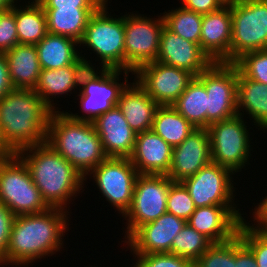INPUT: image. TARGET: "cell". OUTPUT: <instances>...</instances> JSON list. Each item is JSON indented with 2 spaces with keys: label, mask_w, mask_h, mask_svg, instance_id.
Instances as JSON below:
<instances>
[{
  "label": "cell",
  "mask_w": 267,
  "mask_h": 267,
  "mask_svg": "<svg viewBox=\"0 0 267 267\" xmlns=\"http://www.w3.org/2000/svg\"><path fill=\"white\" fill-rule=\"evenodd\" d=\"M133 75L158 105H172L195 77L185 69L157 61L141 66Z\"/></svg>",
  "instance_id": "9a60e30c"
},
{
  "label": "cell",
  "mask_w": 267,
  "mask_h": 267,
  "mask_svg": "<svg viewBox=\"0 0 267 267\" xmlns=\"http://www.w3.org/2000/svg\"><path fill=\"white\" fill-rule=\"evenodd\" d=\"M223 6H231L239 2L240 0H218Z\"/></svg>",
  "instance_id": "c3c4849f"
},
{
  "label": "cell",
  "mask_w": 267,
  "mask_h": 267,
  "mask_svg": "<svg viewBox=\"0 0 267 267\" xmlns=\"http://www.w3.org/2000/svg\"><path fill=\"white\" fill-rule=\"evenodd\" d=\"M236 206L238 205L197 207L186 223L213 243L229 241L237 235L241 221L245 220Z\"/></svg>",
  "instance_id": "e0dca14e"
},
{
  "label": "cell",
  "mask_w": 267,
  "mask_h": 267,
  "mask_svg": "<svg viewBox=\"0 0 267 267\" xmlns=\"http://www.w3.org/2000/svg\"><path fill=\"white\" fill-rule=\"evenodd\" d=\"M167 212L187 221L195 211L194 202L188 190L181 182L170 185L167 196Z\"/></svg>",
  "instance_id": "8d00e7d4"
},
{
  "label": "cell",
  "mask_w": 267,
  "mask_h": 267,
  "mask_svg": "<svg viewBox=\"0 0 267 267\" xmlns=\"http://www.w3.org/2000/svg\"><path fill=\"white\" fill-rule=\"evenodd\" d=\"M195 129L172 105H159L156 109L152 131L172 148L179 146Z\"/></svg>",
  "instance_id": "f546056e"
},
{
  "label": "cell",
  "mask_w": 267,
  "mask_h": 267,
  "mask_svg": "<svg viewBox=\"0 0 267 267\" xmlns=\"http://www.w3.org/2000/svg\"><path fill=\"white\" fill-rule=\"evenodd\" d=\"M173 181L167 175L139 174L133 190L132 203L122 216L127 221L125 241L142 225L167 212V196Z\"/></svg>",
  "instance_id": "30bf717a"
},
{
  "label": "cell",
  "mask_w": 267,
  "mask_h": 267,
  "mask_svg": "<svg viewBox=\"0 0 267 267\" xmlns=\"http://www.w3.org/2000/svg\"><path fill=\"white\" fill-rule=\"evenodd\" d=\"M165 26L182 38L200 45L202 14L183 7L162 13Z\"/></svg>",
  "instance_id": "1f68e13d"
},
{
  "label": "cell",
  "mask_w": 267,
  "mask_h": 267,
  "mask_svg": "<svg viewBox=\"0 0 267 267\" xmlns=\"http://www.w3.org/2000/svg\"><path fill=\"white\" fill-rule=\"evenodd\" d=\"M125 74V82L120 81L119 76ZM131 71L118 69L86 68L80 75L79 94L82 116L78 113L66 112L73 120L93 122L98 116L117 106L120 95L126 86ZM81 86V87H80ZM70 112V113H69ZM78 114V115H77Z\"/></svg>",
  "instance_id": "5b68a950"
},
{
  "label": "cell",
  "mask_w": 267,
  "mask_h": 267,
  "mask_svg": "<svg viewBox=\"0 0 267 267\" xmlns=\"http://www.w3.org/2000/svg\"><path fill=\"white\" fill-rule=\"evenodd\" d=\"M16 154L27 165L47 205L67 211L71 199L83 190L84 177L47 143L20 149Z\"/></svg>",
  "instance_id": "7a4b0ae2"
},
{
  "label": "cell",
  "mask_w": 267,
  "mask_h": 267,
  "mask_svg": "<svg viewBox=\"0 0 267 267\" xmlns=\"http://www.w3.org/2000/svg\"><path fill=\"white\" fill-rule=\"evenodd\" d=\"M230 9V63L247 52L267 49V0H240Z\"/></svg>",
  "instance_id": "ba28073f"
},
{
  "label": "cell",
  "mask_w": 267,
  "mask_h": 267,
  "mask_svg": "<svg viewBox=\"0 0 267 267\" xmlns=\"http://www.w3.org/2000/svg\"><path fill=\"white\" fill-rule=\"evenodd\" d=\"M260 203L255 206L254 211L252 212L254 222L251 223L257 230L267 232V196L263 197V199L259 200ZM256 223V224H255ZM258 223V224H257Z\"/></svg>",
  "instance_id": "ee69618b"
},
{
  "label": "cell",
  "mask_w": 267,
  "mask_h": 267,
  "mask_svg": "<svg viewBox=\"0 0 267 267\" xmlns=\"http://www.w3.org/2000/svg\"><path fill=\"white\" fill-rule=\"evenodd\" d=\"M134 81L122 91L117 107L135 134H139L152 130L154 115L159 105L136 80Z\"/></svg>",
  "instance_id": "cb8c5ba5"
},
{
  "label": "cell",
  "mask_w": 267,
  "mask_h": 267,
  "mask_svg": "<svg viewBox=\"0 0 267 267\" xmlns=\"http://www.w3.org/2000/svg\"><path fill=\"white\" fill-rule=\"evenodd\" d=\"M138 175L129 158L107 157L84 177V181L87 176L93 177L100 193L123 216L132 203Z\"/></svg>",
  "instance_id": "4fadbf2b"
},
{
  "label": "cell",
  "mask_w": 267,
  "mask_h": 267,
  "mask_svg": "<svg viewBox=\"0 0 267 267\" xmlns=\"http://www.w3.org/2000/svg\"><path fill=\"white\" fill-rule=\"evenodd\" d=\"M242 115H235L223 121L211 123L207 128L212 162L227 167L233 173L246 168L251 157L249 130ZM246 165V166H245Z\"/></svg>",
  "instance_id": "9c48e42d"
},
{
  "label": "cell",
  "mask_w": 267,
  "mask_h": 267,
  "mask_svg": "<svg viewBox=\"0 0 267 267\" xmlns=\"http://www.w3.org/2000/svg\"><path fill=\"white\" fill-rule=\"evenodd\" d=\"M19 44L14 7L0 12V53H5Z\"/></svg>",
  "instance_id": "f35d334b"
},
{
  "label": "cell",
  "mask_w": 267,
  "mask_h": 267,
  "mask_svg": "<svg viewBox=\"0 0 267 267\" xmlns=\"http://www.w3.org/2000/svg\"><path fill=\"white\" fill-rule=\"evenodd\" d=\"M231 36L230 6L202 15L200 47L213 62L230 63Z\"/></svg>",
  "instance_id": "44dd1931"
},
{
  "label": "cell",
  "mask_w": 267,
  "mask_h": 267,
  "mask_svg": "<svg viewBox=\"0 0 267 267\" xmlns=\"http://www.w3.org/2000/svg\"><path fill=\"white\" fill-rule=\"evenodd\" d=\"M232 175L235 174L230 169L211 161L195 175L185 178L181 183L188 190L196 208L236 205Z\"/></svg>",
  "instance_id": "5bb4252c"
},
{
  "label": "cell",
  "mask_w": 267,
  "mask_h": 267,
  "mask_svg": "<svg viewBox=\"0 0 267 267\" xmlns=\"http://www.w3.org/2000/svg\"><path fill=\"white\" fill-rule=\"evenodd\" d=\"M51 113L33 89L14 88L0 99L3 139L15 153L46 143Z\"/></svg>",
  "instance_id": "3957f363"
},
{
  "label": "cell",
  "mask_w": 267,
  "mask_h": 267,
  "mask_svg": "<svg viewBox=\"0 0 267 267\" xmlns=\"http://www.w3.org/2000/svg\"><path fill=\"white\" fill-rule=\"evenodd\" d=\"M68 215L63 209L49 208L40 213L15 216L0 265L29 267L28 264L33 266L38 259L59 252L63 248L64 233L69 231Z\"/></svg>",
  "instance_id": "6da1fadb"
},
{
  "label": "cell",
  "mask_w": 267,
  "mask_h": 267,
  "mask_svg": "<svg viewBox=\"0 0 267 267\" xmlns=\"http://www.w3.org/2000/svg\"><path fill=\"white\" fill-rule=\"evenodd\" d=\"M133 257L137 260L131 267H193L190 260L172 253L134 254Z\"/></svg>",
  "instance_id": "74e56055"
},
{
  "label": "cell",
  "mask_w": 267,
  "mask_h": 267,
  "mask_svg": "<svg viewBox=\"0 0 267 267\" xmlns=\"http://www.w3.org/2000/svg\"><path fill=\"white\" fill-rule=\"evenodd\" d=\"M172 106L195 128H207L208 95L196 77Z\"/></svg>",
  "instance_id": "4dcf8cb0"
},
{
  "label": "cell",
  "mask_w": 267,
  "mask_h": 267,
  "mask_svg": "<svg viewBox=\"0 0 267 267\" xmlns=\"http://www.w3.org/2000/svg\"><path fill=\"white\" fill-rule=\"evenodd\" d=\"M78 45L79 43L72 38L48 33L35 45L41 69H58L74 65L80 58L85 61L87 68H95L85 55L76 50Z\"/></svg>",
  "instance_id": "d4e9b609"
},
{
  "label": "cell",
  "mask_w": 267,
  "mask_h": 267,
  "mask_svg": "<svg viewBox=\"0 0 267 267\" xmlns=\"http://www.w3.org/2000/svg\"><path fill=\"white\" fill-rule=\"evenodd\" d=\"M186 221L171 213H164L155 221L140 226L126 241L133 254L171 253L174 237Z\"/></svg>",
  "instance_id": "2e32d148"
},
{
  "label": "cell",
  "mask_w": 267,
  "mask_h": 267,
  "mask_svg": "<svg viewBox=\"0 0 267 267\" xmlns=\"http://www.w3.org/2000/svg\"><path fill=\"white\" fill-rule=\"evenodd\" d=\"M4 55L14 88L34 89L41 72L36 46L17 44Z\"/></svg>",
  "instance_id": "484cf974"
},
{
  "label": "cell",
  "mask_w": 267,
  "mask_h": 267,
  "mask_svg": "<svg viewBox=\"0 0 267 267\" xmlns=\"http://www.w3.org/2000/svg\"><path fill=\"white\" fill-rule=\"evenodd\" d=\"M237 234L252 251L258 267H267V232L257 230L250 221H241Z\"/></svg>",
  "instance_id": "d590c367"
},
{
  "label": "cell",
  "mask_w": 267,
  "mask_h": 267,
  "mask_svg": "<svg viewBox=\"0 0 267 267\" xmlns=\"http://www.w3.org/2000/svg\"><path fill=\"white\" fill-rule=\"evenodd\" d=\"M31 1L25 6H14L19 44L36 45L48 34L42 5L37 0Z\"/></svg>",
  "instance_id": "f1b7e54d"
},
{
  "label": "cell",
  "mask_w": 267,
  "mask_h": 267,
  "mask_svg": "<svg viewBox=\"0 0 267 267\" xmlns=\"http://www.w3.org/2000/svg\"><path fill=\"white\" fill-rule=\"evenodd\" d=\"M193 267H235V236L223 243H213Z\"/></svg>",
  "instance_id": "836d02e7"
},
{
  "label": "cell",
  "mask_w": 267,
  "mask_h": 267,
  "mask_svg": "<svg viewBox=\"0 0 267 267\" xmlns=\"http://www.w3.org/2000/svg\"><path fill=\"white\" fill-rule=\"evenodd\" d=\"M212 244L213 242L208 237L186 223L174 237L171 253L194 263Z\"/></svg>",
  "instance_id": "d6a6232c"
},
{
  "label": "cell",
  "mask_w": 267,
  "mask_h": 267,
  "mask_svg": "<svg viewBox=\"0 0 267 267\" xmlns=\"http://www.w3.org/2000/svg\"><path fill=\"white\" fill-rule=\"evenodd\" d=\"M156 61L185 69L195 77L213 63L199 44L182 38L166 26L163 27L161 33Z\"/></svg>",
  "instance_id": "d6986e66"
},
{
  "label": "cell",
  "mask_w": 267,
  "mask_h": 267,
  "mask_svg": "<svg viewBox=\"0 0 267 267\" xmlns=\"http://www.w3.org/2000/svg\"><path fill=\"white\" fill-rule=\"evenodd\" d=\"M234 64L245 78L267 86V49L247 52Z\"/></svg>",
  "instance_id": "e575fe53"
},
{
  "label": "cell",
  "mask_w": 267,
  "mask_h": 267,
  "mask_svg": "<svg viewBox=\"0 0 267 267\" xmlns=\"http://www.w3.org/2000/svg\"><path fill=\"white\" fill-rule=\"evenodd\" d=\"M208 95L207 128L237 115L238 68L234 63L213 62L196 77Z\"/></svg>",
  "instance_id": "7c38bea8"
},
{
  "label": "cell",
  "mask_w": 267,
  "mask_h": 267,
  "mask_svg": "<svg viewBox=\"0 0 267 267\" xmlns=\"http://www.w3.org/2000/svg\"><path fill=\"white\" fill-rule=\"evenodd\" d=\"M48 33L72 38L78 43L83 38L89 18L98 8H43Z\"/></svg>",
  "instance_id": "83f0119b"
},
{
  "label": "cell",
  "mask_w": 267,
  "mask_h": 267,
  "mask_svg": "<svg viewBox=\"0 0 267 267\" xmlns=\"http://www.w3.org/2000/svg\"><path fill=\"white\" fill-rule=\"evenodd\" d=\"M241 111L249 114L258 129H267V86L245 78L238 70L237 113L244 118Z\"/></svg>",
  "instance_id": "4316f807"
},
{
  "label": "cell",
  "mask_w": 267,
  "mask_h": 267,
  "mask_svg": "<svg viewBox=\"0 0 267 267\" xmlns=\"http://www.w3.org/2000/svg\"><path fill=\"white\" fill-rule=\"evenodd\" d=\"M0 201L15 216L50 208L34 184L27 165L17 154L0 160Z\"/></svg>",
  "instance_id": "52a82bcc"
},
{
  "label": "cell",
  "mask_w": 267,
  "mask_h": 267,
  "mask_svg": "<svg viewBox=\"0 0 267 267\" xmlns=\"http://www.w3.org/2000/svg\"><path fill=\"white\" fill-rule=\"evenodd\" d=\"M235 267H258L252 251L238 234L235 236Z\"/></svg>",
  "instance_id": "b9f144b4"
},
{
  "label": "cell",
  "mask_w": 267,
  "mask_h": 267,
  "mask_svg": "<svg viewBox=\"0 0 267 267\" xmlns=\"http://www.w3.org/2000/svg\"><path fill=\"white\" fill-rule=\"evenodd\" d=\"M15 215L0 201V259L6 253Z\"/></svg>",
  "instance_id": "ab89813d"
},
{
  "label": "cell",
  "mask_w": 267,
  "mask_h": 267,
  "mask_svg": "<svg viewBox=\"0 0 267 267\" xmlns=\"http://www.w3.org/2000/svg\"><path fill=\"white\" fill-rule=\"evenodd\" d=\"M86 68L85 61L80 58L74 65L58 69H41L33 90L52 111H60L58 107H55L56 103L53 99L56 98V95L58 98L64 94L68 95L73 90L76 92L75 89H79L80 75Z\"/></svg>",
  "instance_id": "603a6c76"
},
{
  "label": "cell",
  "mask_w": 267,
  "mask_h": 267,
  "mask_svg": "<svg viewBox=\"0 0 267 267\" xmlns=\"http://www.w3.org/2000/svg\"><path fill=\"white\" fill-rule=\"evenodd\" d=\"M46 143L83 177L107 158L93 123L73 120L66 111H52Z\"/></svg>",
  "instance_id": "277c9868"
},
{
  "label": "cell",
  "mask_w": 267,
  "mask_h": 267,
  "mask_svg": "<svg viewBox=\"0 0 267 267\" xmlns=\"http://www.w3.org/2000/svg\"><path fill=\"white\" fill-rule=\"evenodd\" d=\"M173 148L152 130L136 134L130 161L138 174L167 175Z\"/></svg>",
  "instance_id": "7402d4cb"
},
{
  "label": "cell",
  "mask_w": 267,
  "mask_h": 267,
  "mask_svg": "<svg viewBox=\"0 0 267 267\" xmlns=\"http://www.w3.org/2000/svg\"><path fill=\"white\" fill-rule=\"evenodd\" d=\"M152 19L144 14H124L125 71L136 72L141 66L155 62L160 37L165 26L164 17Z\"/></svg>",
  "instance_id": "8fae6325"
},
{
  "label": "cell",
  "mask_w": 267,
  "mask_h": 267,
  "mask_svg": "<svg viewBox=\"0 0 267 267\" xmlns=\"http://www.w3.org/2000/svg\"><path fill=\"white\" fill-rule=\"evenodd\" d=\"M212 161L207 128H196L179 146L173 148L172 163L167 176L181 182L195 175Z\"/></svg>",
  "instance_id": "ac0fdd59"
},
{
  "label": "cell",
  "mask_w": 267,
  "mask_h": 267,
  "mask_svg": "<svg viewBox=\"0 0 267 267\" xmlns=\"http://www.w3.org/2000/svg\"><path fill=\"white\" fill-rule=\"evenodd\" d=\"M43 8H99L107 0H37Z\"/></svg>",
  "instance_id": "60d3db41"
},
{
  "label": "cell",
  "mask_w": 267,
  "mask_h": 267,
  "mask_svg": "<svg viewBox=\"0 0 267 267\" xmlns=\"http://www.w3.org/2000/svg\"><path fill=\"white\" fill-rule=\"evenodd\" d=\"M181 7L199 14H208L220 9L223 5L218 0H181Z\"/></svg>",
  "instance_id": "7bdbcfd3"
},
{
  "label": "cell",
  "mask_w": 267,
  "mask_h": 267,
  "mask_svg": "<svg viewBox=\"0 0 267 267\" xmlns=\"http://www.w3.org/2000/svg\"><path fill=\"white\" fill-rule=\"evenodd\" d=\"M108 0L105 1L89 18L81 45L96 54L101 61L102 69H118L125 71L124 56V15L111 16L107 11Z\"/></svg>",
  "instance_id": "8992f818"
},
{
  "label": "cell",
  "mask_w": 267,
  "mask_h": 267,
  "mask_svg": "<svg viewBox=\"0 0 267 267\" xmlns=\"http://www.w3.org/2000/svg\"><path fill=\"white\" fill-rule=\"evenodd\" d=\"M16 153L7 145L5 140L3 139L1 129H0V160L10 158L14 156Z\"/></svg>",
  "instance_id": "bcb514c9"
},
{
  "label": "cell",
  "mask_w": 267,
  "mask_h": 267,
  "mask_svg": "<svg viewBox=\"0 0 267 267\" xmlns=\"http://www.w3.org/2000/svg\"><path fill=\"white\" fill-rule=\"evenodd\" d=\"M18 0H0V12L12 9ZM21 1V0H19Z\"/></svg>",
  "instance_id": "7dc6e473"
},
{
  "label": "cell",
  "mask_w": 267,
  "mask_h": 267,
  "mask_svg": "<svg viewBox=\"0 0 267 267\" xmlns=\"http://www.w3.org/2000/svg\"><path fill=\"white\" fill-rule=\"evenodd\" d=\"M14 89L11 83L4 53H0V99Z\"/></svg>",
  "instance_id": "f6af8a7d"
},
{
  "label": "cell",
  "mask_w": 267,
  "mask_h": 267,
  "mask_svg": "<svg viewBox=\"0 0 267 267\" xmlns=\"http://www.w3.org/2000/svg\"><path fill=\"white\" fill-rule=\"evenodd\" d=\"M92 123L107 157L129 158L132 155L136 134L117 106L98 116Z\"/></svg>",
  "instance_id": "ffe728a7"
}]
</instances>
